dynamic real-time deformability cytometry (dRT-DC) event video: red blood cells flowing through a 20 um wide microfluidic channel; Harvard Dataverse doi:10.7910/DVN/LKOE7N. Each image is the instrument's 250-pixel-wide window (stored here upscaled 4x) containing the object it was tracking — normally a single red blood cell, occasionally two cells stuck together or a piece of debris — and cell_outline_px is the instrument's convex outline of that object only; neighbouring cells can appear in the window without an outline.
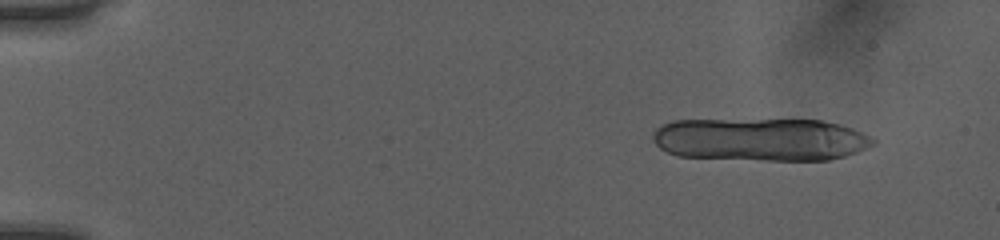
{"species": "human", "species_latin": "Homo sapiens", "temperature_condition": "room temperature", "stored_images_in_passage": 17, "camera_frame_rate_fps": 3000, "um_per_image_px": 0.085, "donor": {"sex": "female"}, "frame": {"image": 1, "passage_image": 5, "time_ms": 1.333, "image_size_px": [1000, 240], "cell_outline_px": [[876, 144], [856, 152], [844, 156], [828, 160], [768, 160], [676, 156], [660, 148], [656, 144], [652, 136], [652, 132], [656, 128], [672, 120], [820, 120], [840, 124], [852, 128], [876, 140]], "centroid_in_image_um": [64.63, 11.85], "position_along_channel_um": 20.4, "area_um2": 55.03}}